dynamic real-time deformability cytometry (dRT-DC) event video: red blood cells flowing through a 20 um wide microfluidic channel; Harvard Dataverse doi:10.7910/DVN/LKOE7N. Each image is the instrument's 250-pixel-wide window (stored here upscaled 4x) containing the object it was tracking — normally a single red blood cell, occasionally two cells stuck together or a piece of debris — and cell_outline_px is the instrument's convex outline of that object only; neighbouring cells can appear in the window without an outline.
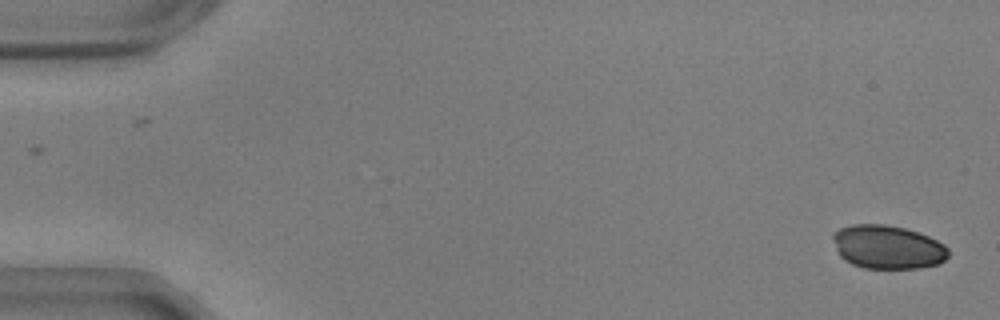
{"species": "common noctule bat (a hibernating species)", "species_latin": "Nyctalus noctula", "temperature_condition": "warm", "stored_images_in_passage": 54, "camera_frame_rate_fps": 3000, "um_per_image_px": 0.085, "animal": {"sex": "male", "body_mass_g": 17.9, "forearm_length_mm": 54.2}, "frame": {"image": 1, "passage_image": 1, "time_ms": 0.0, "image_size_px": [1000, 320], "cell_outline_px": [[948, 256], [944, 260], [936, 264], [920, 268], [864, 268], [852, 264], [844, 260], [840, 256], [832, 240], [832, 236], [840, 228], [852, 224], [884, 224], [904, 228], [928, 236], [944, 244], [948, 248]], "centroid_in_image_um": [75.43, 21.0], "position_along_channel_um": 9.6, "area_um2": 29.25}}
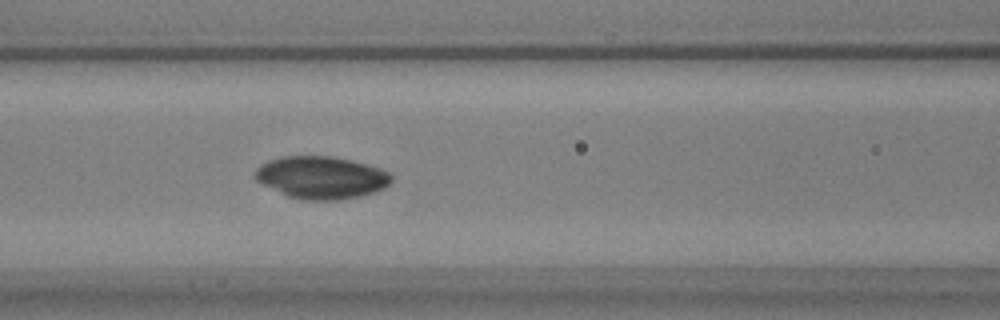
{"frame": {"image": 2, "passage_image": 23, "time_ms": 7.333, "image_size_px": [1000, 320], "cell_outline_px": [[392, 180], [384, 188], [360, 196], [340, 200], [304, 200], [288, 196], [256, 180], [252, 176], [256, 168], [260, 164], [268, 160], [280, 156], [332, 156], [380, 168], [388, 172], [392, 176]], "centroid_in_image_um": [27.27, 15.08], "position_along_channel_um": 139.3, "area_um2": 33.58}}
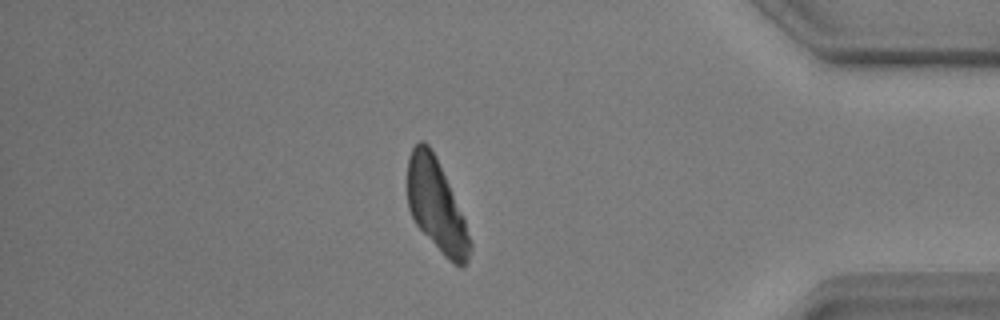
{"frame": {"image": 3, "passage_image": 47, "time_ms": 15.333, "image_size_px": [1000, 320], "cell_outline_px": [[472, 244], [468, 260], [460, 268], [448, 260], [444, 256], [416, 224], [408, 208], [408, 156], [412, 148], [420, 140], [424, 140], [428, 144], [436, 156], [464, 220]], "centroid_in_image_um": [37.08, 17.48], "position_along_channel_um": 398.1, "area_um2": 32.95}}